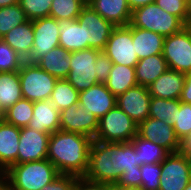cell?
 I'll return each mask as SVG.
<instances>
[{"instance_id":"cell-28","label":"cell","mask_w":191,"mask_h":190,"mask_svg":"<svg viewBox=\"0 0 191 190\" xmlns=\"http://www.w3.org/2000/svg\"><path fill=\"white\" fill-rule=\"evenodd\" d=\"M104 84L116 97L125 93L128 89L138 85L135 67L113 64Z\"/></svg>"},{"instance_id":"cell-37","label":"cell","mask_w":191,"mask_h":190,"mask_svg":"<svg viewBox=\"0 0 191 190\" xmlns=\"http://www.w3.org/2000/svg\"><path fill=\"white\" fill-rule=\"evenodd\" d=\"M52 0H19V5L28 20L50 17Z\"/></svg>"},{"instance_id":"cell-24","label":"cell","mask_w":191,"mask_h":190,"mask_svg":"<svg viewBox=\"0 0 191 190\" xmlns=\"http://www.w3.org/2000/svg\"><path fill=\"white\" fill-rule=\"evenodd\" d=\"M2 39L26 61L30 57L34 42L33 22L27 20L14 27Z\"/></svg>"},{"instance_id":"cell-39","label":"cell","mask_w":191,"mask_h":190,"mask_svg":"<svg viewBox=\"0 0 191 190\" xmlns=\"http://www.w3.org/2000/svg\"><path fill=\"white\" fill-rule=\"evenodd\" d=\"M142 174V190H159L160 176H161V163L156 164H143L140 166Z\"/></svg>"},{"instance_id":"cell-35","label":"cell","mask_w":191,"mask_h":190,"mask_svg":"<svg viewBox=\"0 0 191 190\" xmlns=\"http://www.w3.org/2000/svg\"><path fill=\"white\" fill-rule=\"evenodd\" d=\"M27 20L19 3L0 8V38Z\"/></svg>"},{"instance_id":"cell-22","label":"cell","mask_w":191,"mask_h":190,"mask_svg":"<svg viewBox=\"0 0 191 190\" xmlns=\"http://www.w3.org/2000/svg\"><path fill=\"white\" fill-rule=\"evenodd\" d=\"M113 185L124 171L140 170L138 157L131 142L112 143Z\"/></svg>"},{"instance_id":"cell-41","label":"cell","mask_w":191,"mask_h":190,"mask_svg":"<svg viewBox=\"0 0 191 190\" xmlns=\"http://www.w3.org/2000/svg\"><path fill=\"white\" fill-rule=\"evenodd\" d=\"M112 61L109 57L101 51L95 61L94 70L96 71L97 79L99 83H105L112 68Z\"/></svg>"},{"instance_id":"cell-15","label":"cell","mask_w":191,"mask_h":190,"mask_svg":"<svg viewBox=\"0 0 191 190\" xmlns=\"http://www.w3.org/2000/svg\"><path fill=\"white\" fill-rule=\"evenodd\" d=\"M49 133L22 127L19 138L18 164L47 159Z\"/></svg>"},{"instance_id":"cell-40","label":"cell","mask_w":191,"mask_h":190,"mask_svg":"<svg viewBox=\"0 0 191 190\" xmlns=\"http://www.w3.org/2000/svg\"><path fill=\"white\" fill-rule=\"evenodd\" d=\"M190 0H155V3L164 11L175 15L184 24L187 23L189 16Z\"/></svg>"},{"instance_id":"cell-2","label":"cell","mask_w":191,"mask_h":190,"mask_svg":"<svg viewBox=\"0 0 191 190\" xmlns=\"http://www.w3.org/2000/svg\"><path fill=\"white\" fill-rule=\"evenodd\" d=\"M59 175L57 168L43 159L13 164L4 172V183L8 190H41Z\"/></svg>"},{"instance_id":"cell-50","label":"cell","mask_w":191,"mask_h":190,"mask_svg":"<svg viewBox=\"0 0 191 190\" xmlns=\"http://www.w3.org/2000/svg\"><path fill=\"white\" fill-rule=\"evenodd\" d=\"M5 122V112L0 108V125Z\"/></svg>"},{"instance_id":"cell-12","label":"cell","mask_w":191,"mask_h":190,"mask_svg":"<svg viewBox=\"0 0 191 190\" xmlns=\"http://www.w3.org/2000/svg\"><path fill=\"white\" fill-rule=\"evenodd\" d=\"M34 42L27 62L36 63L51 49L59 47L58 20L45 17L33 20Z\"/></svg>"},{"instance_id":"cell-8","label":"cell","mask_w":191,"mask_h":190,"mask_svg":"<svg viewBox=\"0 0 191 190\" xmlns=\"http://www.w3.org/2000/svg\"><path fill=\"white\" fill-rule=\"evenodd\" d=\"M76 20L83 26L87 48L103 51L115 26L99 15L88 3Z\"/></svg>"},{"instance_id":"cell-49","label":"cell","mask_w":191,"mask_h":190,"mask_svg":"<svg viewBox=\"0 0 191 190\" xmlns=\"http://www.w3.org/2000/svg\"><path fill=\"white\" fill-rule=\"evenodd\" d=\"M186 27L191 28V0L189 2V16L187 23L185 24Z\"/></svg>"},{"instance_id":"cell-16","label":"cell","mask_w":191,"mask_h":190,"mask_svg":"<svg viewBox=\"0 0 191 190\" xmlns=\"http://www.w3.org/2000/svg\"><path fill=\"white\" fill-rule=\"evenodd\" d=\"M117 106L137 125L149 117L151 95L146 86L137 85L116 97Z\"/></svg>"},{"instance_id":"cell-3","label":"cell","mask_w":191,"mask_h":190,"mask_svg":"<svg viewBox=\"0 0 191 190\" xmlns=\"http://www.w3.org/2000/svg\"><path fill=\"white\" fill-rule=\"evenodd\" d=\"M130 24L133 27L158 33L163 37L177 33L185 27L178 17L164 11L156 3L134 9Z\"/></svg>"},{"instance_id":"cell-21","label":"cell","mask_w":191,"mask_h":190,"mask_svg":"<svg viewBox=\"0 0 191 190\" xmlns=\"http://www.w3.org/2000/svg\"><path fill=\"white\" fill-rule=\"evenodd\" d=\"M20 131L21 128L7 122L0 125V169L4 172L18 164Z\"/></svg>"},{"instance_id":"cell-7","label":"cell","mask_w":191,"mask_h":190,"mask_svg":"<svg viewBox=\"0 0 191 190\" xmlns=\"http://www.w3.org/2000/svg\"><path fill=\"white\" fill-rule=\"evenodd\" d=\"M163 57L168 69L184 74L191 72V28L183 27L179 32L165 37Z\"/></svg>"},{"instance_id":"cell-44","label":"cell","mask_w":191,"mask_h":190,"mask_svg":"<svg viewBox=\"0 0 191 190\" xmlns=\"http://www.w3.org/2000/svg\"><path fill=\"white\" fill-rule=\"evenodd\" d=\"M73 190H105V184L92 182L84 177H78Z\"/></svg>"},{"instance_id":"cell-25","label":"cell","mask_w":191,"mask_h":190,"mask_svg":"<svg viewBox=\"0 0 191 190\" xmlns=\"http://www.w3.org/2000/svg\"><path fill=\"white\" fill-rule=\"evenodd\" d=\"M70 53L63 47L51 49L36 64L57 79H65L70 72Z\"/></svg>"},{"instance_id":"cell-43","label":"cell","mask_w":191,"mask_h":190,"mask_svg":"<svg viewBox=\"0 0 191 190\" xmlns=\"http://www.w3.org/2000/svg\"><path fill=\"white\" fill-rule=\"evenodd\" d=\"M142 174L140 170L124 171L117 183L116 187H141L142 184Z\"/></svg>"},{"instance_id":"cell-18","label":"cell","mask_w":191,"mask_h":190,"mask_svg":"<svg viewBox=\"0 0 191 190\" xmlns=\"http://www.w3.org/2000/svg\"><path fill=\"white\" fill-rule=\"evenodd\" d=\"M43 133H55L60 130V111L52 104L51 100L34 102L33 118L27 126Z\"/></svg>"},{"instance_id":"cell-30","label":"cell","mask_w":191,"mask_h":190,"mask_svg":"<svg viewBox=\"0 0 191 190\" xmlns=\"http://www.w3.org/2000/svg\"><path fill=\"white\" fill-rule=\"evenodd\" d=\"M138 157V165L162 163L169 152L160 145L140 137L138 134L130 141Z\"/></svg>"},{"instance_id":"cell-38","label":"cell","mask_w":191,"mask_h":190,"mask_svg":"<svg viewBox=\"0 0 191 190\" xmlns=\"http://www.w3.org/2000/svg\"><path fill=\"white\" fill-rule=\"evenodd\" d=\"M173 128L180 141L191 134V104L180 103V108L176 111Z\"/></svg>"},{"instance_id":"cell-32","label":"cell","mask_w":191,"mask_h":190,"mask_svg":"<svg viewBox=\"0 0 191 190\" xmlns=\"http://www.w3.org/2000/svg\"><path fill=\"white\" fill-rule=\"evenodd\" d=\"M180 99H162L151 97L149 117L175 124L176 111L180 108Z\"/></svg>"},{"instance_id":"cell-17","label":"cell","mask_w":191,"mask_h":190,"mask_svg":"<svg viewBox=\"0 0 191 190\" xmlns=\"http://www.w3.org/2000/svg\"><path fill=\"white\" fill-rule=\"evenodd\" d=\"M78 98V104L82 105L86 111L92 112L98 120L117 105L116 96L104 83H98L79 92Z\"/></svg>"},{"instance_id":"cell-4","label":"cell","mask_w":191,"mask_h":190,"mask_svg":"<svg viewBox=\"0 0 191 190\" xmlns=\"http://www.w3.org/2000/svg\"><path fill=\"white\" fill-rule=\"evenodd\" d=\"M138 134V125L117 105L99 120L94 140L110 143L130 142Z\"/></svg>"},{"instance_id":"cell-53","label":"cell","mask_w":191,"mask_h":190,"mask_svg":"<svg viewBox=\"0 0 191 190\" xmlns=\"http://www.w3.org/2000/svg\"><path fill=\"white\" fill-rule=\"evenodd\" d=\"M105 190H119L115 185L105 184Z\"/></svg>"},{"instance_id":"cell-55","label":"cell","mask_w":191,"mask_h":190,"mask_svg":"<svg viewBox=\"0 0 191 190\" xmlns=\"http://www.w3.org/2000/svg\"><path fill=\"white\" fill-rule=\"evenodd\" d=\"M1 190H8L5 186Z\"/></svg>"},{"instance_id":"cell-19","label":"cell","mask_w":191,"mask_h":190,"mask_svg":"<svg viewBox=\"0 0 191 190\" xmlns=\"http://www.w3.org/2000/svg\"><path fill=\"white\" fill-rule=\"evenodd\" d=\"M184 81V73L167 69L147 88L151 97L180 99Z\"/></svg>"},{"instance_id":"cell-31","label":"cell","mask_w":191,"mask_h":190,"mask_svg":"<svg viewBox=\"0 0 191 190\" xmlns=\"http://www.w3.org/2000/svg\"><path fill=\"white\" fill-rule=\"evenodd\" d=\"M79 92L66 80L58 79L55 82L50 100L58 111H62L78 103Z\"/></svg>"},{"instance_id":"cell-9","label":"cell","mask_w":191,"mask_h":190,"mask_svg":"<svg viewBox=\"0 0 191 190\" xmlns=\"http://www.w3.org/2000/svg\"><path fill=\"white\" fill-rule=\"evenodd\" d=\"M191 181V161L180 151L169 153L161 163L159 190H184Z\"/></svg>"},{"instance_id":"cell-6","label":"cell","mask_w":191,"mask_h":190,"mask_svg":"<svg viewBox=\"0 0 191 190\" xmlns=\"http://www.w3.org/2000/svg\"><path fill=\"white\" fill-rule=\"evenodd\" d=\"M101 51L87 48L70 52V72L65 78L78 92L89 89L98 84L95 61Z\"/></svg>"},{"instance_id":"cell-26","label":"cell","mask_w":191,"mask_h":190,"mask_svg":"<svg viewBox=\"0 0 191 190\" xmlns=\"http://www.w3.org/2000/svg\"><path fill=\"white\" fill-rule=\"evenodd\" d=\"M168 69L163 54L140 59L135 66L137 84L148 87Z\"/></svg>"},{"instance_id":"cell-13","label":"cell","mask_w":191,"mask_h":190,"mask_svg":"<svg viewBox=\"0 0 191 190\" xmlns=\"http://www.w3.org/2000/svg\"><path fill=\"white\" fill-rule=\"evenodd\" d=\"M98 126L99 120L78 103L60 111V130L62 131L79 133L94 140Z\"/></svg>"},{"instance_id":"cell-29","label":"cell","mask_w":191,"mask_h":190,"mask_svg":"<svg viewBox=\"0 0 191 190\" xmlns=\"http://www.w3.org/2000/svg\"><path fill=\"white\" fill-rule=\"evenodd\" d=\"M22 98L18 71L0 72V108L6 112Z\"/></svg>"},{"instance_id":"cell-20","label":"cell","mask_w":191,"mask_h":190,"mask_svg":"<svg viewBox=\"0 0 191 190\" xmlns=\"http://www.w3.org/2000/svg\"><path fill=\"white\" fill-rule=\"evenodd\" d=\"M87 3L115 27L127 26L132 17L127 0H87Z\"/></svg>"},{"instance_id":"cell-42","label":"cell","mask_w":191,"mask_h":190,"mask_svg":"<svg viewBox=\"0 0 191 190\" xmlns=\"http://www.w3.org/2000/svg\"><path fill=\"white\" fill-rule=\"evenodd\" d=\"M77 178L78 176L72 174H60L41 190H73Z\"/></svg>"},{"instance_id":"cell-23","label":"cell","mask_w":191,"mask_h":190,"mask_svg":"<svg viewBox=\"0 0 191 190\" xmlns=\"http://www.w3.org/2000/svg\"><path fill=\"white\" fill-rule=\"evenodd\" d=\"M132 40L139 60L163 53L165 37L158 33L132 26Z\"/></svg>"},{"instance_id":"cell-10","label":"cell","mask_w":191,"mask_h":190,"mask_svg":"<svg viewBox=\"0 0 191 190\" xmlns=\"http://www.w3.org/2000/svg\"><path fill=\"white\" fill-rule=\"evenodd\" d=\"M103 52L113 64L135 67L139 59L132 40V25L115 27Z\"/></svg>"},{"instance_id":"cell-33","label":"cell","mask_w":191,"mask_h":190,"mask_svg":"<svg viewBox=\"0 0 191 190\" xmlns=\"http://www.w3.org/2000/svg\"><path fill=\"white\" fill-rule=\"evenodd\" d=\"M34 102L22 98L5 112V122L22 128L33 118Z\"/></svg>"},{"instance_id":"cell-11","label":"cell","mask_w":191,"mask_h":190,"mask_svg":"<svg viewBox=\"0 0 191 190\" xmlns=\"http://www.w3.org/2000/svg\"><path fill=\"white\" fill-rule=\"evenodd\" d=\"M112 143L93 140L89 165L84 178L89 181L113 185Z\"/></svg>"},{"instance_id":"cell-54","label":"cell","mask_w":191,"mask_h":190,"mask_svg":"<svg viewBox=\"0 0 191 190\" xmlns=\"http://www.w3.org/2000/svg\"><path fill=\"white\" fill-rule=\"evenodd\" d=\"M184 190H191V181L188 183V185L186 186Z\"/></svg>"},{"instance_id":"cell-1","label":"cell","mask_w":191,"mask_h":190,"mask_svg":"<svg viewBox=\"0 0 191 190\" xmlns=\"http://www.w3.org/2000/svg\"><path fill=\"white\" fill-rule=\"evenodd\" d=\"M92 141V138L79 133L58 130L50 135L47 159L60 174L84 177Z\"/></svg>"},{"instance_id":"cell-14","label":"cell","mask_w":191,"mask_h":190,"mask_svg":"<svg viewBox=\"0 0 191 190\" xmlns=\"http://www.w3.org/2000/svg\"><path fill=\"white\" fill-rule=\"evenodd\" d=\"M138 135L162 146L169 153L180 150V140L175 134L173 125L167 124L165 121L148 117L138 125Z\"/></svg>"},{"instance_id":"cell-48","label":"cell","mask_w":191,"mask_h":190,"mask_svg":"<svg viewBox=\"0 0 191 190\" xmlns=\"http://www.w3.org/2000/svg\"><path fill=\"white\" fill-rule=\"evenodd\" d=\"M19 3V0H0V8Z\"/></svg>"},{"instance_id":"cell-27","label":"cell","mask_w":191,"mask_h":190,"mask_svg":"<svg viewBox=\"0 0 191 190\" xmlns=\"http://www.w3.org/2000/svg\"><path fill=\"white\" fill-rule=\"evenodd\" d=\"M58 28L60 47L69 53L87 49V42H84L83 26H80L77 20L61 19L58 21Z\"/></svg>"},{"instance_id":"cell-47","label":"cell","mask_w":191,"mask_h":190,"mask_svg":"<svg viewBox=\"0 0 191 190\" xmlns=\"http://www.w3.org/2000/svg\"><path fill=\"white\" fill-rule=\"evenodd\" d=\"M130 9L133 11L134 9L145 6L151 3H155V0H127Z\"/></svg>"},{"instance_id":"cell-34","label":"cell","mask_w":191,"mask_h":190,"mask_svg":"<svg viewBox=\"0 0 191 190\" xmlns=\"http://www.w3.org/2000/svg\"><path fill=\"white\" fill-rule=\"evenodd\" d=\"M87 0H52L50 17L56 20H76Z\"/></svg>"},{"instance_id":"cell-5","label":"cell","mask_w":191,"mask_h":190,"mask_svg":"<svg viewBox=\"0 0 191 190\" xmlns=\"http://www.w3.org/2000/svg\"><path fill=\"white\" fill-rule=\"evenodd\" d=\"M22 96L36 102L50 99L55 82L58 80L42 70L36 63L25 61L18 71Z\"/></svg>"},{"instance_id":"cell-46","label":"cell","mask_w":191,"mask_h":190,"mask_svg":"<svg viewBox=\"0 0 191 190\" xmlns=\"http://www.w3.org/2000/svg\"><path fill=\"white\" fill-rule=\"evenodd\" d=\"M179 151L186 155L191 161V134H189L183 140L180 141Z\"/></svg>"},{"instance_id":"cell-51","label":"cell","mask_w":191,"mask_h":190,"mask_svg":"<svg viewBox=\"0 0 191 190\" xmlns=\"http://www.w3.org/2000/svg\"><path fill=\"white\" fill-rule=\"evenodd\" d=\"M119 190H142L138 187H117Z\"/></svg>"},{"instance_id":"cell-52","label":"cell","mask_w":191,"mask_h":190,"mask_svg":"<svg viewBox=\"0 0 191 190\" xmlns=\"http://www.w3.org/2000/svg\"><path fill=\"white\" fill-rule=\"evenodd\" d=\"M5 186L4 173H0V190Z\"/></svg>"},{"instance_id":"cell-45","label":"cell","mask_w":191,"mask_h":190,"mask_svg":"<svg viewBox=\"0 0 191 190\" xmlns=\"http://www.w3.org/2000/svg\"><path fill=\"white\" fill-rule=\"evenodd\" d=\"M180 102L191 104V72L185 74V81L180 97Z\"/></svg>"},{"instance_id":"cell-36","label":"cell","mask_w":191,"mask_h":190,"mask_svg":"<svg viewBox=\"0 0 191 190\" xmlns=\"http://www.w3.org/2000/svg\"><path fill=\"white\" fill-rule=\"evenodd\" d=\"M25 60L0 38V72L19 71Z\"/></svg>"}]
</instances>
